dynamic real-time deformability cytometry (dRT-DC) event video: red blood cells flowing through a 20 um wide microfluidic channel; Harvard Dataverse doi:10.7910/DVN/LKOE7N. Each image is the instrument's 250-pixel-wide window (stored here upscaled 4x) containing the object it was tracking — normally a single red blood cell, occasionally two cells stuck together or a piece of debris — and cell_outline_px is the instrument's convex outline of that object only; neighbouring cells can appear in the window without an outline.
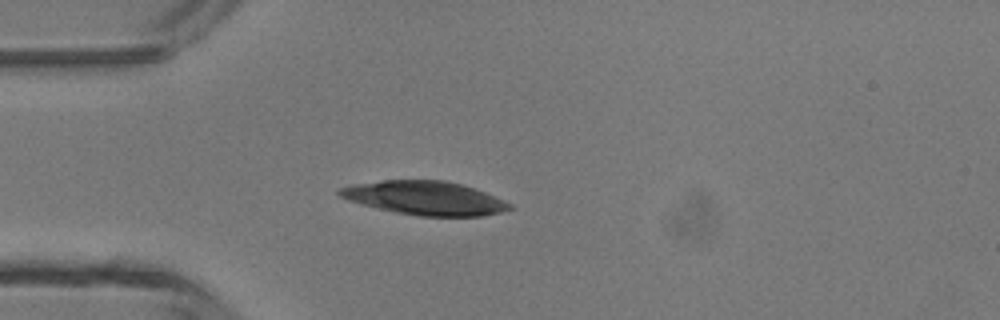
{"species": "common noctule bat (a hibernating species)", "species_latin": "Nyctalus noctula", "temperature_condition": "room temperature", "stored_images_in_passage": 31, "camera_frame_rate_fps": 3000, "um_per_image_px": 0.085, "animal": {"sex": "male", "body_mass_g": 13.3}, "frame": {"image": 1, "passage_image": 5, "time_ms": 1.333, "image_size_px": [1000, 320], "cell_outline_px": [[512, 208], [500, 212], [484, 216], [416, 216], [396, 212], [360, 204], [348, 200], [340, 196], [336, 192], [340, 188], [352, 184], [384, 180], [444, 180], [460, 184], [484, 192], [504, 200], [512, 204]], "centroid_in_image_um": [36.09, 16.83], "position_along_channel_um": 48.9, "area_um2": 33.29}}
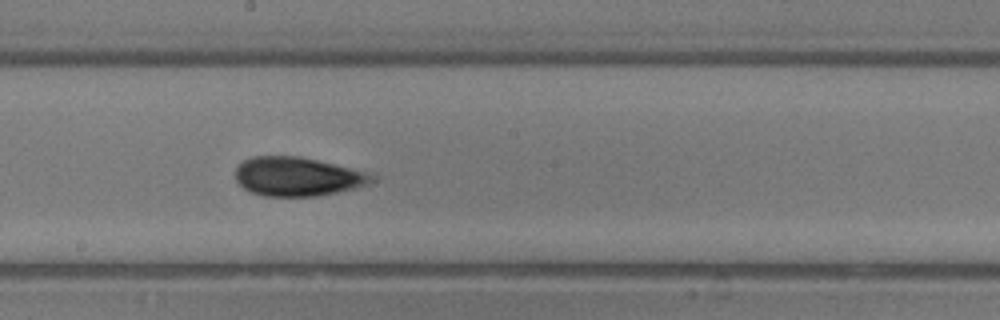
{"frame": {"image": 2, "passage_image": 18, "time_ms": 5.667, "image_size_px": [1000, 320], "cell_outline_px": [[380, 176], [376, 180], [368, 184], [336, 192], [316, 196], [264, 196], [252, 192], [244, 188], [236, 180], [236, 168], [244, 160], [252, 156], [300, 156], [368, 172]], "centroid_in_image_um": [25.31, 15.0], "position_along_channel_um": 222.9, "area_um2": 30.87}}
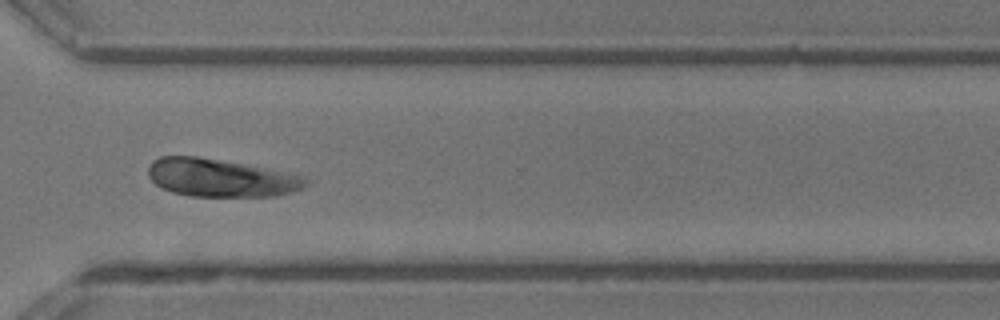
{"frame": {"image": 3, "passage_image": 27, "time_ms": 8.667, "image_size_px": [1000, 320], "cell_outline_px": [[312, 180], [304, 188], [292, 192], [276, 196], [192, 196], [172, 192], [160, 188], [148, 176], [148, 168], [152, 160], [160, 156], [196, 156], [288, 172], [304, 176]], "centroid_in_image_um": [18.78, 15.12], "position_along_channel_um": 351.8, "area_um2": 34.91}}